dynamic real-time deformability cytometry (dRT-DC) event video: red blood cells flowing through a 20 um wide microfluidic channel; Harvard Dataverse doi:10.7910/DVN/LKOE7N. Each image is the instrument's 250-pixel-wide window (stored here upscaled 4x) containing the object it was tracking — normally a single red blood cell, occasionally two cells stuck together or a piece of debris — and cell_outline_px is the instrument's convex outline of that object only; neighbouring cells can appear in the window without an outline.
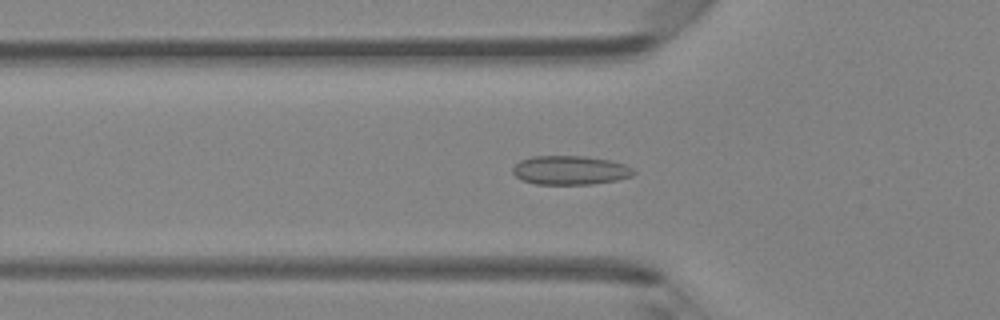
{"species": "Egyptian fruit bat (a non-hibernating species)", "species_latin": "Rousettus aegyptiacus", "temperature_condition": "room temperature", "stored_images_in_passage": 47, "camera_frame_rate_fps": 3000, "um_per_image_px": 0.085, "animal": {"sex": "female"}, "frame": {"image": 1, "passage_image": 16, "time_ms": 5.0, "image_size_px": [1000, 320], "cell_outline_px": [[636, 172], [632, 176], [616, 180], [592, 184], [536, 184], [524, 180], [516, 176], [512, 172], [512, 168], [520, 160], [532, 156], [584, 156], [608, 160], [624, 164], [632, 168]], "centroid_in_image_um": [48.46, 14.46], "position_along_channel_um": 77.3, "area_um2": 20.29}}
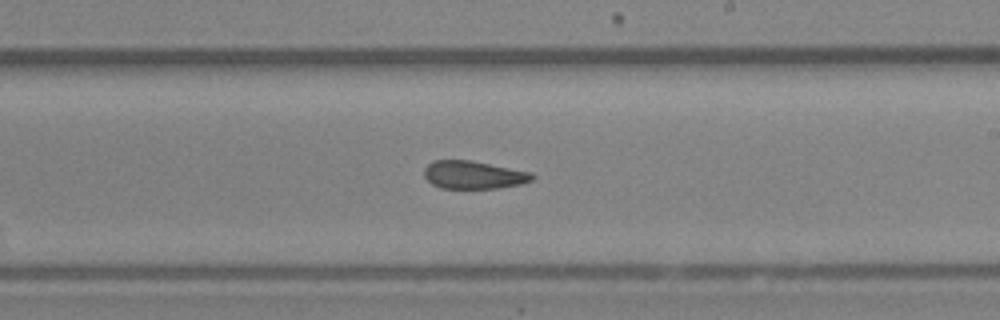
{"frame": {"image": 2, "passage_image": 28, "time_ms": 9.0, "image_size_px": [1000, 320], "cell_outline_px": [[536, 176], [532, 180], [520, 184], [496, 188], [440, 188], [432, 184], [424, 176], [424, 168], [432, 160], [472, 160], [532, 172]], "centroid_in_image_um": [40.25, 14.85], "position_along_channel_um": 248.7, "area_um2": 17.69}}
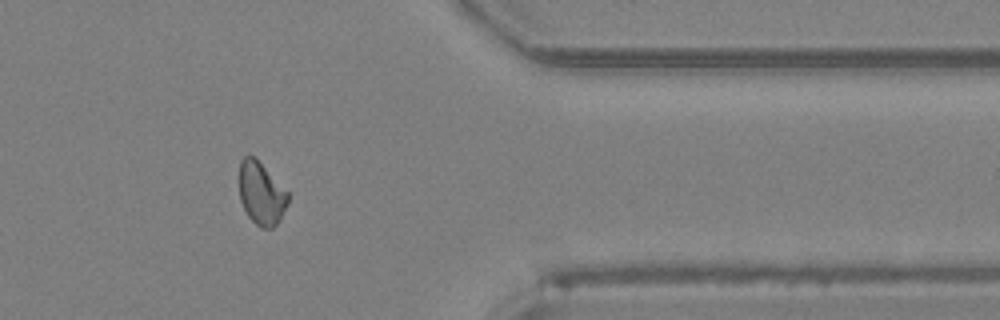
{"frame": {"image": 3, "passage_image": 39, "time_ms": 12.667, "image_size_px": [1000, 320], "cell_outline_px": [[288, 204], [280, 220], [272, 228], [260, 228], [248, 216], [240, 200], [240, 160], [248, 152], [256, 156], [288, 192]], "centroid_in_image_um": [22.21, 16.4], "position_along_channel_um": 389.2, "area_um2": 18.09}, "authors_computed_cell_mechanics": {"area_um2": 18.6694, "velocity_mm_per_s": 4.2931, "shape_relaxation_time_tau1_ms": null, "shape_relaxation_time_tau2_ms": 3.4658, "deformation_change_tau1": null, "deformation_change_tau2": 0.0717}}